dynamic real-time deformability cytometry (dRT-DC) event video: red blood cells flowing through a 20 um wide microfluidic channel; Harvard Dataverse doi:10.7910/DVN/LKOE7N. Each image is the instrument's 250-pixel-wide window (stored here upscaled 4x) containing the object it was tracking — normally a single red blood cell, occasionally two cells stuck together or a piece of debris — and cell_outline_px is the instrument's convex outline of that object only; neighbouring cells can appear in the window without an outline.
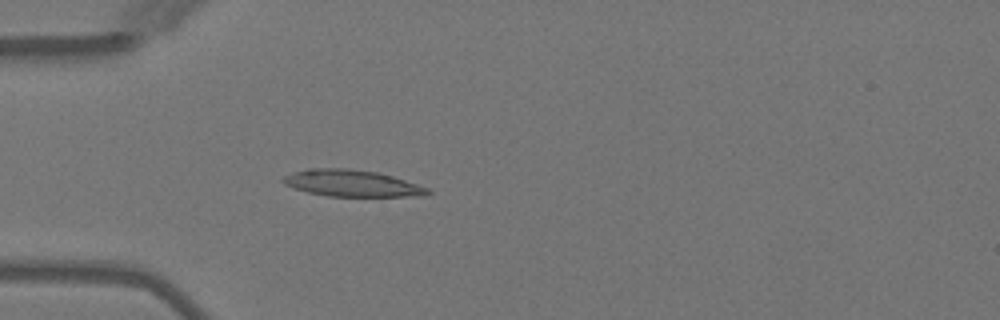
{"species": "Egyptian fruit bat (a non-hibernating species)", "species_latin": "Rousettus aegyptiacus", "temperature_condition": "warm", "stored_images_in_passage": 5, "camera_frame_rate_fps": 3000, "um_per_image_px": 0.085, "animal": {"sex": "female"}, "frame": {"image": 1, "passage_image": 5, "time_ms": 4.667, "image_size_px": [1000, 320], "cell_outline_px": [[432, 192], [424, 196], [328, 196], [308, 192], [284, 184], [280, 180], [284, 176], [292, 172], [308, 168], [348, 168], [380, 172], [428, 188]], "centroid_in_image_um": [29.89, 15.57], "position_along_channel_um": 55.1, "area_um2": 22.43}}